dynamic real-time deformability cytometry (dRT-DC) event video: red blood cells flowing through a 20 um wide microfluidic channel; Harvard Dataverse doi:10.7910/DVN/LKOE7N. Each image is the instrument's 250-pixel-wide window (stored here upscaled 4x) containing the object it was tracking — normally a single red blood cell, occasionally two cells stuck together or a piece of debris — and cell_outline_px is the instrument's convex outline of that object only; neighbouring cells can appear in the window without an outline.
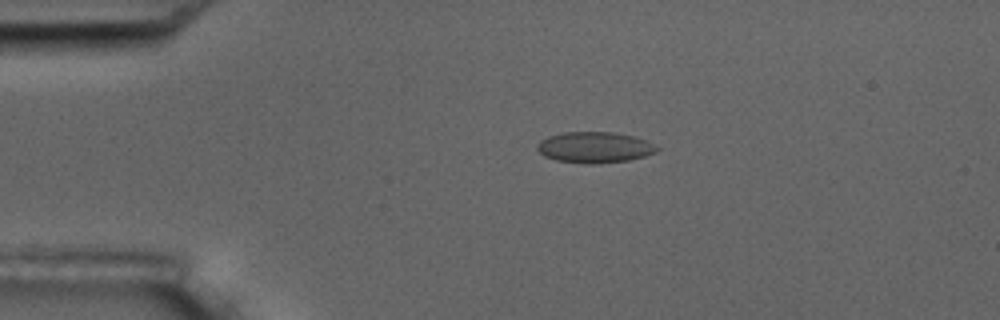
{"species": "common noctule bat (a hibernating species)", "species_latin": "Nyctalus noctula", "temperature_condition": "room temperature", "stored_images_in_passage": 9, "camera_frame_rate_fps": 3000, "um_per_image_px": 0.085, "animal": {"sex": "male", "body_mass_g": 17.5, "forearm_length_mm": 52.3}, "frame": {"image": 1, "passage_image": 4, "time_ms": 3.333, "image_size_px": [1000, 320], "cell_outline_px": [[660, 148], [656, 152], [644, 156], [628, 160], [600, 164], [588, 164], [556, 160], [544, 156], [536, 148], [536, 144], [540, 140], [548, 136], [564, 132], [612, 132], [636, 136]], "centroid_in_image_um": [50.52, 12.52], "position_along_channel_um": 34.5, "area_um2": 21.68}}
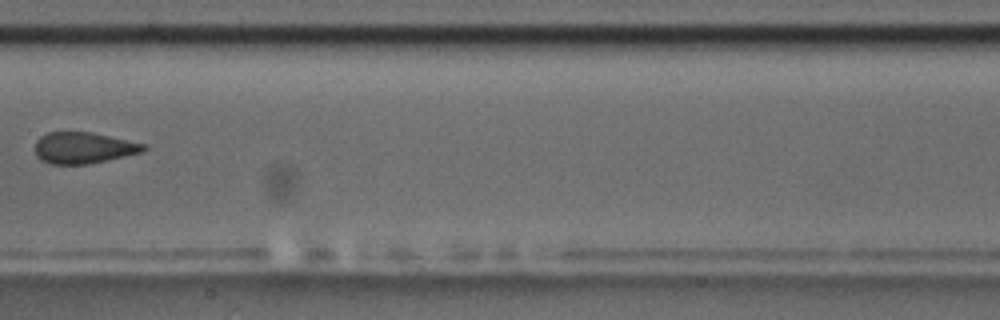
{"frame": {"image": 2, "passage_image": 8, "time_ms": 9.0, "image_size_px": [1000, 320], "cell_outline_px": [[148, 148], [140, 152], [124, 156], [88, 164], [48, 164], [40, 160], [36, 156], [36, 140], [40, 136], [48, 132], [92, 132], [148, 144]], "centroid_in_image_um": [7.09, 12.56], "position_along_channel_um": 200.3, "area_um2": 19.88}}
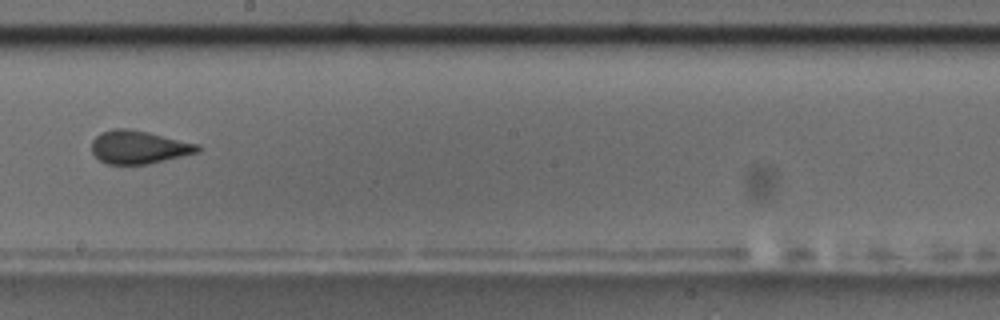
{"frame": {"image": 3, "passage_image": 9, "time_ms": 10.0, "image_size_px": [1000, 320], "cell_outline_px": [[204, 148], [200, 152], [148, 164], [108, 164], [100, 160], [92, 152], [92, 140], [100, 132], [112, 128], [128, 128], [148, 132], [200, 144]], "centroid_in_image_um": [11.83, 12.5], "position_along_channel_um": 236.4, "area_um2": 20.69}}